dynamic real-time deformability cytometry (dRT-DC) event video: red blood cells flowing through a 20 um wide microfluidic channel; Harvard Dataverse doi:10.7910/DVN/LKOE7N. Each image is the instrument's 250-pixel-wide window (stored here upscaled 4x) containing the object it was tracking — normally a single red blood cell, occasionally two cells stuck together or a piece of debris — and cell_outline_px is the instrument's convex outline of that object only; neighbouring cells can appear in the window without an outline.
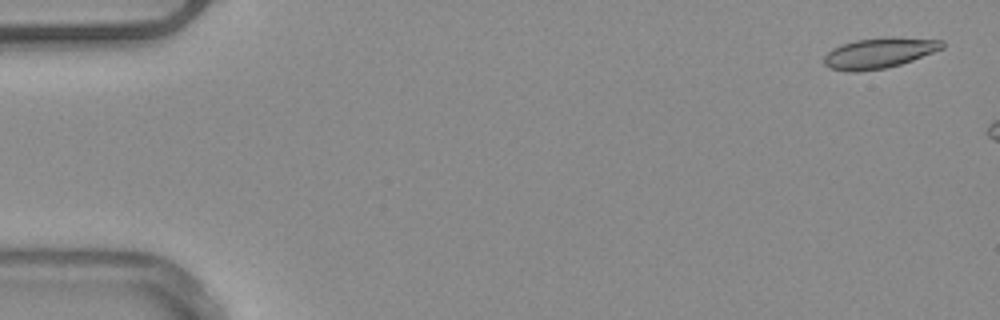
{"species": "common noctule bat (a hibernating species)", "species_latin": "Nyctalus noctula", "temperature_condition": "warm", "stored_images_in_passage": 8, "camera_frame_rate_fps": 3000, "um_per_image_px": 0.085, "animal": {"sex": "male", "body_mass_g": 20.4}, "frame": {"image": 1, "passage_image": 2, "time_ms": 0.333, "image_size_px": [1000, 320], "cell_outline_px": [[944, 48], [912, 60], [900, 64], [884, 68], [860, 72], [848, 72], [828, 68], [824, 64], [824, 56], [832, 48], [840, 44], [856, 40], [944, 40]], "centroid_in_image_um": [74.61, 4.58], "position_along_channel_um": 10.4, "area_um2": 19.94}}